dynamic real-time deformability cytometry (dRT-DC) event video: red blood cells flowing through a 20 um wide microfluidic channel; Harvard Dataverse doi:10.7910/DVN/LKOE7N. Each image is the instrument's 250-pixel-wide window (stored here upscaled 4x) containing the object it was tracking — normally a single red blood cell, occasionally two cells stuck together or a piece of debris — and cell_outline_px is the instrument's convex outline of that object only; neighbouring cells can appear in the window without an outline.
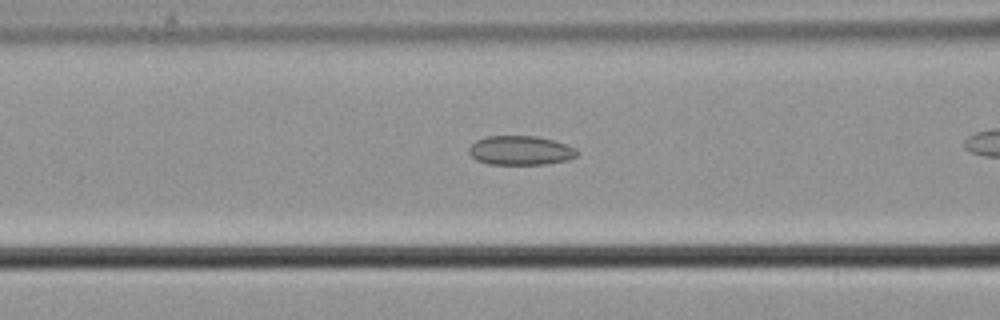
{"species": "common noctule bat (a hibernating species)", "species_latin": "Nyctalus noctula", "temperature_condition": "cold", "stored_images_in_passage": 39, "camera_frame_rate_fps": 3000, "um_per_image_px": 0.085, "animal": {"sex": "male", "body_mass_g": 21.5, "forearm_length_mm": 52.0}, "frame": {"image": 1, "passage_image": 18, "time_ms": 5.667, "image_size_px": [1000, 320], "cell_outline_px": [[576, 156], [568, 160], [544, 164], [488, 164], [476, 160], [468, 152], [468, 148], [476, 140], [488, 136], [536, 136], [552, 140], [576, 148]], "centroid_in_image_um": [44.2, 12.79], "position_along_channel_um": 122.4, "area_um2": 18.26}}
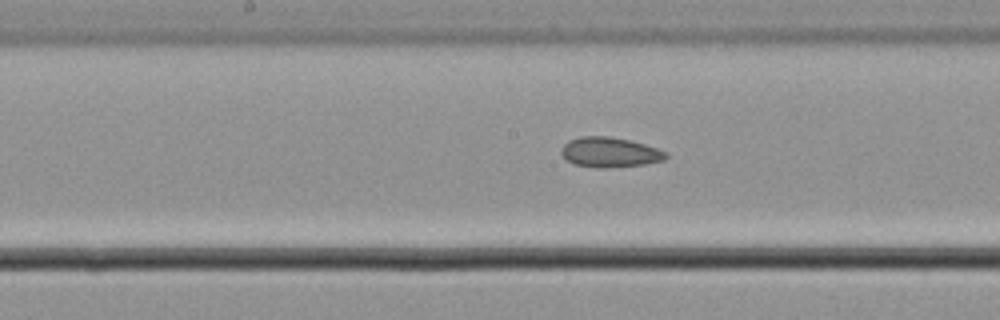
{"frame": {"image": 2, "passage_image": 24, "time_ms": 7.667, "image_size_px": [1000, 320], "cell_outline_px": [[668, 156], [664, 160], [644, 164], [604, 168], [596, 168], [576, 164], [568, 160], [560, 152], [564, 144], [568, 140], [580, 136], [608, 136], [628, 140], [644, 144], [668, 152]], "centroid_in_image_um": [51.83, 12.94], "position_along_channel_um": 196.4, "area_um2": 18.15}}
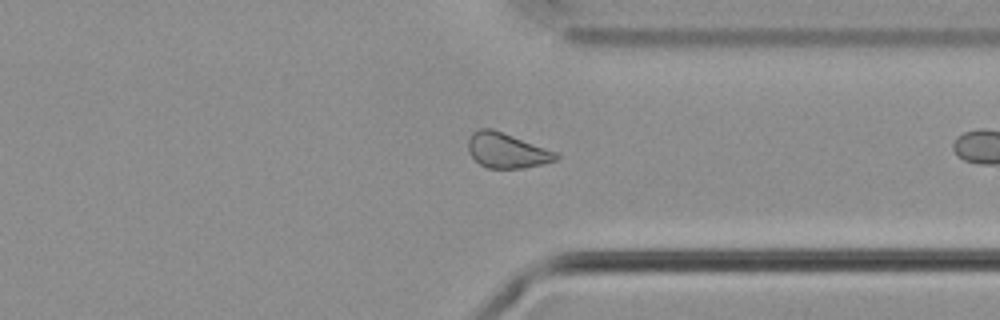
{"frame": {"image": 3, "passage_image": 38, "time_ms": 12.333, "image_size_px": [1000, 320], "cell_outline_px": [[560, 156], [556, 160], [524, 168], [484, 168], [468, 152], [468, 140], [472, 132], [480, 128], [492, 128], [556, 152]], "centroid_in_image_um": [43.04, 12.79], "position_along_channel_um": 368.4, "area_um2": 17.8}}